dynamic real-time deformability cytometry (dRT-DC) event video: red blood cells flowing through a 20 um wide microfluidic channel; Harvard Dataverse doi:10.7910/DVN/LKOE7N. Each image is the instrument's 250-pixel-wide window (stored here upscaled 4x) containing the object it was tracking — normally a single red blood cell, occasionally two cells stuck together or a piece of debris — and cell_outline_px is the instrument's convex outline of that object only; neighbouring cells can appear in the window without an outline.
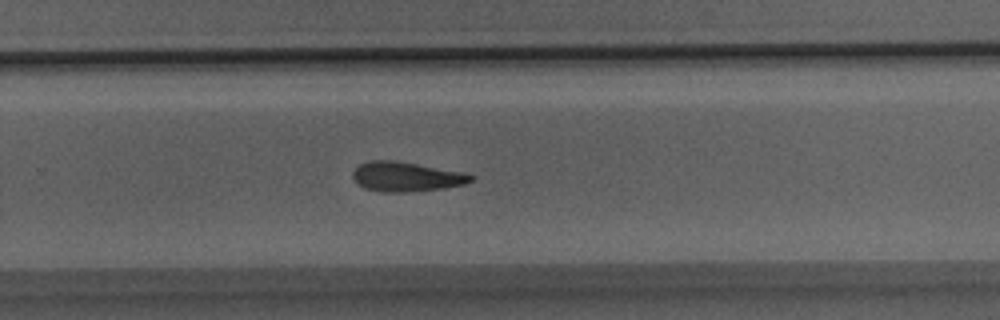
{"species": "Egyptian fruit bat (a non-hibernating species)", "species_latin": "Rousettus aegyptiacus", "temperature_condition": "room temperature", "stored_images_in_passage": 26, "camera_frame_rate_fps": 3000, "um_per_image_px": 0.085, "animal": {"sex": "male"}, "frame": {"image": 1, "passage_image": 15, "time_ms": 4.667, "image_size_px": [1000, 320], "cell_outline_px": [[476, 176], [472, 180], [464, 184], [444, 188], [408, 192], [384, 192], [364, 188], [352, 176], [352, 172], [360, 164], [368, 160], [396, 160], [460, 172]], "centroid_in_image_um": [34.51, 15.01], "position_along_channel_um": 295.3, "area_um2": 20.17}}
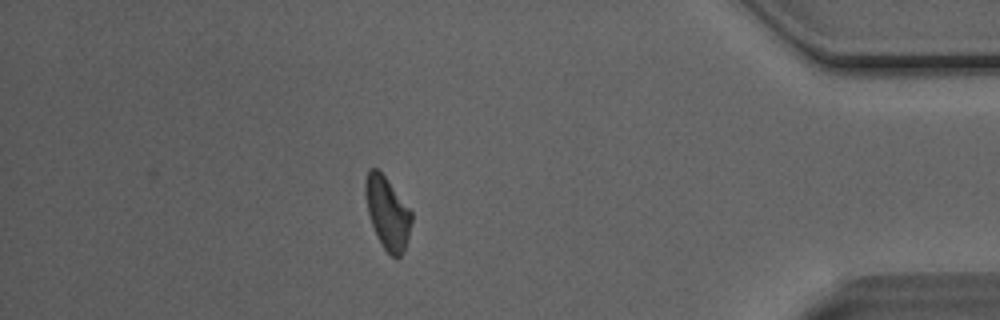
{"frame": {"image": 2, "passage_image": 22, "time_ms": 7.0, "image_size_px": [1000, 320], "cell_outline_px": [[412, 220], [404, 252], [396, 260], [384, 248], [372, 224], [368, 212], [364, 192], [364, 180], [368, 168], [376, 168], [384, 176], [412, 212]], "centroid_in_image_um": [32.92, 18.09], "position_along_channel_um": 402.3, "area_um2": 19.13}}